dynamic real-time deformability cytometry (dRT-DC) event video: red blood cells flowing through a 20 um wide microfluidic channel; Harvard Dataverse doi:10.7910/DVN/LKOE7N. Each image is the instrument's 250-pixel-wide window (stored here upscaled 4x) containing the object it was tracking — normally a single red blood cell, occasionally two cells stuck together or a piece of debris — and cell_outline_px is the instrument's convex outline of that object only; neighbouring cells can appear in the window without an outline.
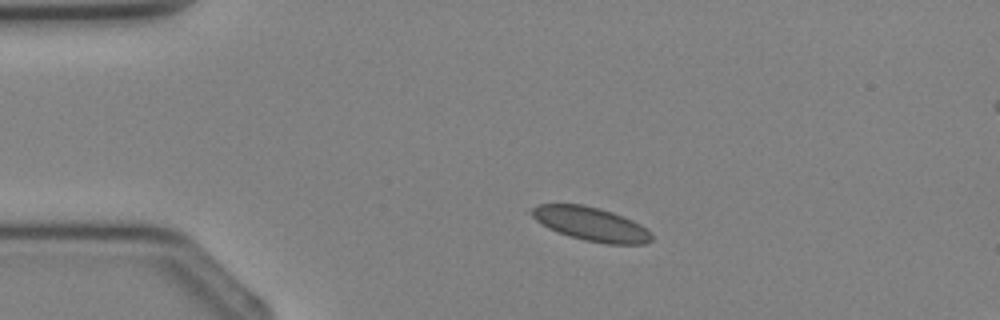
{"species": "Egyptian fruit bat (a non-hibernating species)", "species_latin": "Rousettus aegyptiacus", "temperature_condition": "cold", "stored_images_in_passage": 2, "camera_frame_rate_fps": 3000, "um_per_image_px": 0.085, "animal": {"sex": "female"}, "frame": {"image": 1, "passage_image": 1, "time_ms": 0.0, "image_size_px": [1000, 320], "cell_outline_px": [[652, 240], [644, 244], [604, 244], [584, 240], [568, 236], [556, 232], [548, 228], [536, 220], [528, 212], [532, 208], [540, 204], [584, 204], [600, 208], [612, 212], [632, 220], [640, 224], [652, 236]], "centroid_in_image_um": [50.19, 19.04], "position_along_channel_um": 34.8, "area_um2": 23.64}}